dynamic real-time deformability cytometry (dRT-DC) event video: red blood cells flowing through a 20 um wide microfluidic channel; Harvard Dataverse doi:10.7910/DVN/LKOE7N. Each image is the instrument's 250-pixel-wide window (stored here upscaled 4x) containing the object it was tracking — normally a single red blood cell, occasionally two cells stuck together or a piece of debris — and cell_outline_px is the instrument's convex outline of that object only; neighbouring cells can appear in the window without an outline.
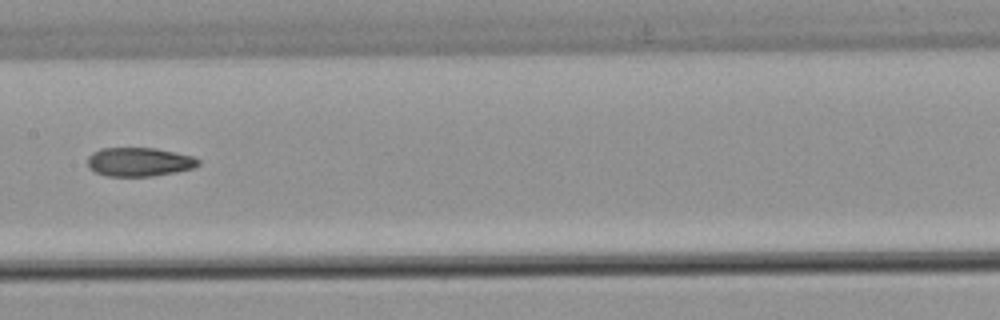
{"species": "common noctule bat (a hibernating species)", "species_latin": "Nyctalus noctula", "temperature_condition": "warm", "stored_images_in_passage": 5, "camera_frame_rate_fps": 3000, "um_per_image_px": 0.085, "animal": {"sex": "male", "body_mass_g": 21.5, "forearm_length_mm": 52.0}, "frame": {"image": 1, "passage_image": 5, "time_ms": 1.333, "image_size_px": [1000, 320], "cell_outline_px": [[200, 164], [192, 168], [176, 172], [152, 176], [108, 176], [96, 172], [88, 168], [88, 156], [92, 152], [100, 148], [156, 148], [176, 152], [192, 156], [200, 160]], "centroid_in_image_um": [11.82, 13.75], "position_along_channel_um": 195.6, "area_um2": 18.67}}